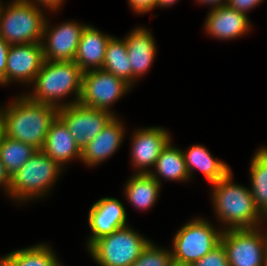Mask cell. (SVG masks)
I'll use <instances>...</instances> for the list:
<instances>
[{
    "instance_id": "cell-12",
    "label": "cell",
    "mask_w": 267,
    "mask_h": 266,
    "mask_svg": "<svg viewBox=\"0 0 267 266\" xmlns=\"http://www.w3.org/2000/svg\"><path fill=\"white\" fill-rule=\"evenodd\" d=\"M44 62L41 43L10 45L3 85L12 80L33 82Z\"/></svg>"
},
{
    "instance_id": "cell-2",
    "label": "cell",
    "mask_w": 267,
    "mask_h": 266,
    "mask_svg": "<svg viewBox=\"0 0 267 266\" xmlns=\"http://www.w3.org/2000/svg\"><path fill=\"white\" fill-rule=\"evenodd\" d=\"M83 71L74 61L44 60L34 79V92L26 95L32 101L48 104L57 109L79 103ZM74 93L75 100L60 104L58 101Z\"/></svg>"
},
{
    "instance_id": "cell-34",
    "label": "cell",
    "mask_w": 267,
    "mask_h": 266,
    "mask_svg": "<svg viewBox=\"0 0 267 266\" xmlns=\"http://www.w3.org/2000/svg\"><path fill=\"white\" fill-rule=\"evenodd\" d=\"M200 3L212 4L213 8L227 5L228 0H198Z\"/></svg>"
},
{
    "instance_id": "cell-33",
    "label": "cell",
    "mask_w": 267,
    "mask_h": 266,
    "mask_svg": "<svg viewBox=\"0 0 267 266\" xmlns=\"http://www.w3.org/2000/svg\"><path fill=\"white\" fill-rule=\"evenodd\" d=\"M3 185L4 189L9 193L10 177L7 174L4 164L0 159V186Z\"/></svg>"
},
{
    "instance_id": "cell-35",
    "label": "cell",
    "mask_w": 267,
    "mask_h": 266,
    "mask_svg": "<svg viewBox=\"0 0 267 266\" xmlns=\"http://www.w3.org/2000/svg\"><path fill=\"white\" fill-rule=\"evenodd\" d=\"M176 1L178 0H158V6H160L161 8L163 7H167L170 5H173L174 3H176Z\"/></svg>"
},
{
    "instance_id": "cell-22",
    "label": "cell",
    "mask_w": 267,
    "mask_h": 266,
    "mask_svg": "<svg viewBox=\"0 0 267 266\" xmlns=\"http://www.w3.org/2000/svg\"><path fill=\"white\" fill-rule=\"evenodd\" d=\"M102 70L114 74L132 87V69L125 38L123 40L113 36L110 38L106 47Z\"/></svg>"
},
{
    "instance_id": "cell-13",
    "label": "cell",
    "mask_w": 267,
    "mask_h": 266,
    "mask_svg": "<svg viewBox=\"0 0 267 266\" xmlns=\"http://www.w3.org/2000/svg\"><path fill=\"white\" fill-rule=\"evenodd\" d=\"M127 215L121 201L113 197L101 198L89 210L88 223L92 231L88 247L98 238L110 235L115 230L127 226Z\"/></svg>"
},
{
    "instance_id": "cell-17",
    "label": "cell",
    "mask_w": 267,
    "mask_h": 266,
    "mask_svg": "<svg viewBox=\"0 0 267 266\" xmlns=\"http://www.w3.org/2000/svg\"><path fill=\"white\" fill-rule=\"evenodd\" d=\"M111 37L91 25L85 27L74 57V62L83 72L102 69L106 47Z\"/></svg>"
},
{
    "instance_id": "cell-7",
    "label": "cell",
    "mask_w": 267,
    "mask_h": 266,
    "mask_svg": "<svg viewBox=\"0 0 267 266\" xmlns=\"http://www.w3.org/2000/svg\"><path fill=\"white\" fill-rule=\"evenodd\" d=\"M216 230L200 218L185 224L173 239V262L191 265L203 258L220 243L222 231Z\"/></svg>"
},
{
    "instance_id": "cell-11",
    "label": "cell",
    "mask_w": 267,
    "mask_h": 266,
    "mask_svg": "<svg viewBox=\"0 0 267 266\" xmlns=\"http://www.w3.org/2000/svg\"><path fill=\"white\" fill-rule=\"evenodd\" d=\"M87 25L67 22L49 30L47 20L44 24L42 41L44 60L74 61L83 30ZM48 36V37H47ZM45 37V38H44Z\"/></svg>"
},
{
    "instance_id": "cell-23",
    "label": "cell",
    "mask_w": 267,
    "mask_h": 266,
    "mask_svg": "<svg viewBox=\"0 0 267 266\" xmlns=\"http://www.w3.org/2000/svg\"><path fill=\"white\" fill-rule=\"evenodd\" d=\"M1 260L6 266H62L47 244L13 251Z\"/></svg>"
},
{
    "instance_id": "cell-19",
    "label": "cell",
    "mask_w": 267,
    "mask_h": 266,
    "mask_svg": "<svg viewBox=\"0 0 267 266\" xmlns=\"http://www.w3.org/2000/svg\"><path fill=\"white\" fill-rule=\"evenodd\" d=\"M42 151L62 167L75 157L81 159V149L58 116L50 124Z\"/></svg>"
},
{
    "instance_id": "cell-32",
    "label": "cell",
    "mask_w": 267,
    "mask_h": 266,
    "mask_svg": "<svg viewBox=\"0 0 267 266\" xmlns=\"http://www.w3.org/2000/svg\"><path fill=\"white\" fill-rule=\"evenodd\" d=\"M27 3L34 4V2L38 3L39 5H43L44 7L49 8V10H57L61 6L63 0H22ZM34 1V2H33Z\"/></svg>"
},
{
    "instance_id": "cell-29",
    "label": "cell",
    "mask_w": 267,
    "mask_h": 266,
    "mask_svg": "<svg viewBox=\"0 0 267 266\" xmlns=\"http://www.w3.org/2000/svg\"><path fill=\"white\" fill-rule=\"evenodd\" d=\"M263 0H228L227 5L238 12L246 14L249 9L254 8Z\"/></svg>"
},
{
    "instance_id": "cell-24",
    "label": "cell",
    "mask_w": 267,
    "mask_h": 266,
    "mask_svg": "<svg viewBox=\"0 0 267 266\" xmlns=\"http://www.w3.org/2000/svg\"><path fill=\"white\" fill-rule=\"evenodd\" d=\"M154 167L157 170L156 173L166 178V181H186L190 179L183 151L173 147L171 140L161 151Z\"/></svg>"
},
{
    "instance_id": "cell-18",
    "label": "cell",
    "mask_w": 267,
    "mask_h": 266,
    "mask_svg": "<svg viewBox=\"0 0 267 266\" xmlns=\"http://www.w3.org/2000/svg\"><path fill=\"white\" fill-rule=\"evenodd\" d=\"M151 32L145 28H136L125 38L130 66L132 69V83L136 77L140 78L152 62L156 53V45Z\"/></svg>"
},
{
    "instance_id": "cell-10",
    "label": "cell",
    "mask_w": 267,
    "mask_h": 266,
    "mask_svg": "<svg viewBox=\"0 0 267 266\" xmlns=\"http://www.w3.org/2000/svg\"><path fill=\"white\" fill-rule=\"evenodd\" d=\"M57 116L65 123L76 144L82 150L115 115L106 110L89 108L76 103L59 108Z\"/></svg>"
},
{
    "instance_id": "cell-8",
    "label": "cell",
    "mask_w": 267,
    "mask_h": 266,
    "mask_svg": "<svg viewBox=\"0 0 267 266\" xmlns=\"http://www.w3.org/2000/svg\"><path fill=\"white\" fill-rule=\"evenodd\" d=\"M258 229L222 230L220 242L225 247L230 266H264L266 234Z\"/></svg>"
},
{
    "instance_id": "cell-1",
    "label": "cell",
    "mask_w": 267,
    "mask_h": 266,
    "mask_svg": "<svg viewBox=\"0 0 267 266\" xmlns=\"http://www.w3.org/2000/svg\"><path fill=\"white\" fill-rule=\"evenodd\" d=\"M5 109H0L4 134L42 150L50 124L56 118L58 109L32 101L26 95L18 97Z\"/></svg>"
},
{
    "instance_id": "cell-37",
    "label": "cell",
    "mask_w": 267,
    "mask_h": 266,
    "mask_svg": "<svg viewBox=\"0 0 267 266\" xmlns=\"http://www.w3.org/2000/svg\"><path fill=\"white\" fill-rule=\"evenodd\" d=\"M264 266H267V234H266V256L264 260Z\"/></svg>"
},
{
    "instance_id": "cell-26",
    "label": "cell",
    "mask_w": 267,
    "mask_h": 266,
    "mask_svg": "<svg viewBox=\"0 0 267 266\" xmlns=\"http://www.w3.org/2000/svg\"><path fill=\"white\" fill-rule=\"evenodd\" d=\"M250 165V191L256 208L262 214L267 208V152L260 148Z\"/></svg>"
},
{
    "instance_id": "cell-14",
    "label": "cell",
    "mask_w": 267,
    "mask_h": 266,
    "mask_svg": "<svg viewBox=\"0 0 267 266\" xmlns=\"http://www.w3.org/2000/svg\"><path fill=\"white\" fill-rule=\"evenodd\" d=\"M170 136L165 129L159 127L140 129L135 132L132 138L131 156L133 165L139 168L137 173H149L146 167H154L161 151L171 140Z\"/></svg>"
},
{
    "instance_id": "cell-36",
    "label": "cell",
    "mask_w": 267,
    "mask_h": 266,
    "mask_svg": "<svg viewBox=\"0 0 267 266\" xmlns=\"http://www.w3.org/2000/svg\"><path fill=\"white\" fill-rule=\"evenodd\" d=\"M3 136H4V125H3L2 118L0 117V143H1Z\"/></svg>"
},
{
    "instance_id": "cell-39",
    "label": "cell",
    "mask_w": 267,
    "mask_h": 266,
    "mask_svg": "<svg viewBox=\"0 0 267 266\" xmlns=\"http://www.w3.org/2000/svg\"><path fill=\"white\" fill-rule=\"evenodd\" d=\"M170 266H190V265L178 264V263L173 262Z\"/></svg>"
},
{
    "instance_id": "cell-41",
    "label": "cell",
    "mask_w": 267,
    "mask_h": 266,
    "mask_svg": "<svg viewBox=\"0 0 267 266\" xmlns=\"http://www.w3.org/2000/svg\"><path fill=\"white\" fill-rule=\"evenodd\" d=\"M2 6H3V5L1 4V0H0V12H1Z\"/></svg>"
},
{
    "instance_id": "cell-3",
    "label": "cell",
    "mask_w": 267,
    "mask_h": 266,
    "mask_svg": "<svg viewBox=\"0 0 267 266\" xmlns=\"http://www.w3.org/2000/svg\"><path fill=\"white\" fill-rule=\"evenodd\" d=\"M232 172L213 183V205L224 230L260 228L261 213L254 204L251 191L232 183Z\"/></svg>"
},
{
    "instance_id": "cell-5",
    "label": "cell",
    "mask_w": 267,
    "mask_h": 266,
    "mask_svg": "<svg viewBox=\"0 0 267 266\" xmlns=\"http://www.w3.org/2000/svg\"><path fill=\"white\" fill-rule=\"evenodd\" d=\"M0 12V36L9 45L41 43L46 19L38 4L11 1Z\"/></svg>"
},
{
    "instance_id": "cell-16",
    "label": "cell",
    "mask_w": 267,
    "mask_h": 266,
    "mask_svg": "<svg viewBox=\"0 0 267 266\" xmlns=\"http://www.w3.org/2000/svg\"><path fill=\"white\" fill-rule=\"evenodd\" d=\"M205 21L208 34L221 40L240 37L250 30L247 15L228 5L212 8Z\"/></svg>"
},
{
    "instance_id": "cell-21",
    "label": "cell",
    "mask_w": 267,
    "mask_h": 266,
    "mask_svg": "<svg viewBox=\"0 0 267 266\" xmlns=\"http://www.w3.org/2000/svg\"><path fill=\"white\" fill-rule=\"evenodd\" d=\"M184 160L191 177L193 169H199L208 181L213 184L224 178L231 170L223 161L214 159L206 147L194 145L184 152Z\"/></svg>"
},
{
    "instance_id": "cell-25",
    "label": "cell",
    "mask_w": 267,
    "mask_h": 266,
    "mask_svg": "<svg viewBox=\"0 0 267 266\" xmlns=\"http://www.w3.org/2000/svg\"><path fill=\"white\" fill-rule=\"evenodd\" d=\"M36 151L32 145L4 134L0 143V159L9 177L13 176Z\"/></svg>"
},
{
    "instance_id": "cell-27",
    "label": "cell",
    "mask_w": 267,
    "mask_h": 266,
    "mask_svg": "<svg viewBox=\"0 0 267 266\" xmlns=\"http://www.w3.org/2000/svg\"><path fill=\"white\" fill-rule=\"evenodd\" d=\"M172 263V251L156 247L150 241L131 266H170Z\"/></svg>"
},
{
    "instance_id": "cell-6",
    "label": "cell",
    "mask_w": 267,
    "mask_h": 266,
    "mask_svg": "<svg viewBox=\"0 0 267 266\" xmlns=\"http://www.w3.org/2000/svg\"><path fill=\"white\" fill-rule=\"evenodd\" d=\"M149 242L127 225L98 238L88 251L101 266H131Z\"/></svg>"
},
{
    "instance_id": "cell-4",
    "label": "cell",
    "mask_w": 267,
    "mask_h": 266,
    "mask_svg": "<svg viewBox=\"0 0 267 266\" xmlns=\"http://www.w3.org/2000/svg\"><path fill=\"white\" fill-rule=\"evenodd\" d=\"M63 167L42 150H37L29 160L10 177L9 195L18 201L41 197L55 183Z\"/></svg>"
},
{
    "instance_id": "cell-38",
    "label": "cell",
    "mask_w": 267,
    "mask_h": 266,
    "mask_svg": "<svg viewBox=\"0 0 267 266\" xmlns=\"http://www.w3.org/2000/svg\"><path fill=\"white\" fill-rule=\"evenodd\" d=\"M261 217L264 219H267V208L264 210V212L261 214Z\"/></svg>"
},
{
    "instance_id": "cell-9",
    "label": "cell",
    "mask_w": 267,
    "mask_h": 266,
    "mask_svg": "<svg viewBox=\"0 0 267 266\" xmlns=\"http://www.w3.org/2000/svg\"><path fill=\"white\" fill-rule=\"evenodd\" d=\"M130 85L112 73L102 69L83 73L79 103L85 107L106 110L121 98Z\"/></svg>"
},
{
    "instance_id": "cell-28",
    "label": "cell",
    "mask_w": 267,
    "mask_h": 266,
    "mask_svg": "<svg viewBox=\"0 0 267 266\" xmlns=\"http://www.w3.org/2000/svg\"><path fill=\"white\" fill-rule=\"evenodd\" d=\"M190 266H230L225 247L220 242L214 249L203 258L192 263Z\"/></svg>"
},
{
    "instance_id": "cell-20",
    "label": "cell",
    "mask_w": 267,
    "mask_h": 266,
    "mask_svg": "<svg viewBox=\"0 0 267 266\" xmlns=\"http://www.w3.org/2000/svg\"><path fill=\"white\" fill-rule=\"evenodd\" d=\"M160 182L157 174L152 171L146 174L135 173L126 183L124 193L132 205L146 210L152 207L157 200Z\"/></svg>"
},
{
    "instance_id": "cell-31",
    "label": "cell",
    "mask_w": 267,
    "mask_h": 266,
    "mask_svg": "<svg viewBox=\"0 0 267 266\" xmlns=\"http://www.w3.org/2000/svg\"><path fill=\"white\" fill-rule=\"evenodd\" d=\"M10 45L2 39L0 36V84H3V78L5 77L7 55Z\"/></svg>"
},
{
    "instance_id": "cell-40",
    "label": "cell",
    "mask_w": 267,
    "mask_h": 266,
    "mask_svg": "<svg viewBox=\"0 0 267 266\" xmlns=\"http://www.w3.org/2000/svg\"><path fill=\"white\" fill-rule=\"evenodd\" d=\"M0 266H6L1 259H0Z\"/></svg>"
},
{
    "instance_id": "cell-15",
    "label": "cell",
    "mask_w": 267,
    "mask_h": 266,
    "mask_svg": "<svg viewBox=\"0 0 267 266\" xmlns=\"http://www.w3.org/2000/svg\"><path fill=\"white\" fill-rule=\"evenodd\" d=\"M124 132L122 122L114 116L102 131L81 150L80 160L89 166L106 160L120 147Z\"/></svg>"
},
{
    "instance_id": "cell-30",
    "label": "cell",
    "mask_w": 267,
    "mask_h": 266,
    "mask_svg": "<svg viewBox=\"0 0 267 266\" xmlns=\"http://www.w3.org/2000/svg\"><path fill=\"white\" fill-rule=\"evenodd\" d=\"M129 4L136 13L143 14L158 7V0H129Z\"/></svg>"
}]
</instances>
